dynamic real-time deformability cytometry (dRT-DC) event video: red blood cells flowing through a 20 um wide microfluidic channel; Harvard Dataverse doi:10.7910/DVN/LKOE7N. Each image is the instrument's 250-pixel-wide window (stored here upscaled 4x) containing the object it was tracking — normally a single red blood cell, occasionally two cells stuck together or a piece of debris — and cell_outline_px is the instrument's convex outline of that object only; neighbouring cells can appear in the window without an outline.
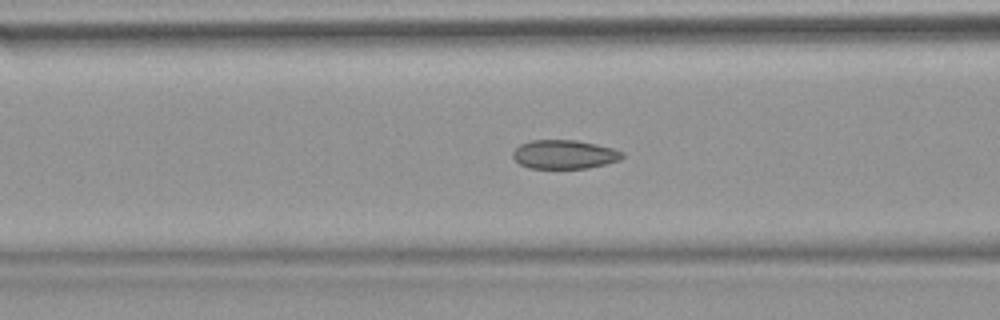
{"species": "common noctule bat (a hibernating species)", "species_latin": "Nyctalus noctula", "temperature_condition": "warm", "stored_images_in_passage": 45, "camera_frame_rate_fps": 3000, "um_per_image_px": 0.085, "animal": {"sex": "female", "body_mass_g": 18.4}, "frame": {"image": 1, "passage_image": 13, "time_ms": 4.0, "image_size_px": [1000, 320], "cell_outline_px": [[624, 156], [620, 160], [588, 168], [528, 168], [520, 164], [512, 156], [512, 152], [520, 144], [532, 140], [576, 140], [596, 144], [612, 148], [624, 152]], "centroid_in_image_um": [47.97, 13.12], "position_along_channel_um": 118.6, "area_um2": 18.38}}
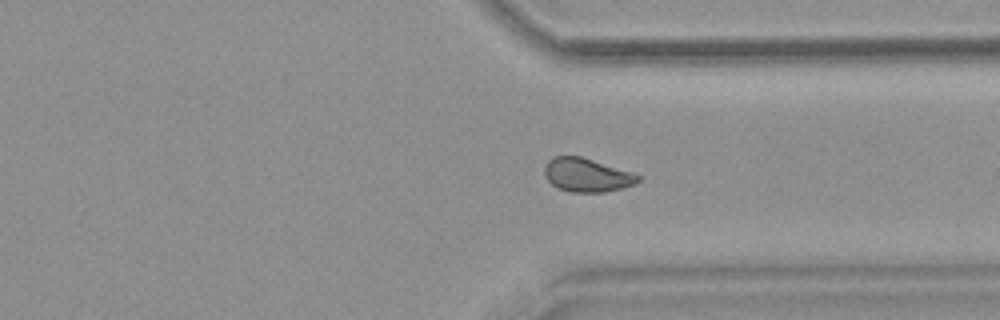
{"frame": {"image": 2, "passage_image": 32, "time_ms": 10.333, "image_size_px": [1000, 320], "cell_outline_px": [[640, 180], [632, 184], [620, 188], [604, 192], [572, 192], [560, 188], [552, 184], [544, 176], [544, 168], [548, 160], [552, 156], [580, 156], [632, 172], [640, 176]], "centroid_in_image_um": [49.84, 14.87], "position_along_channel_um": 361.6, "area_um2": 18.09}}
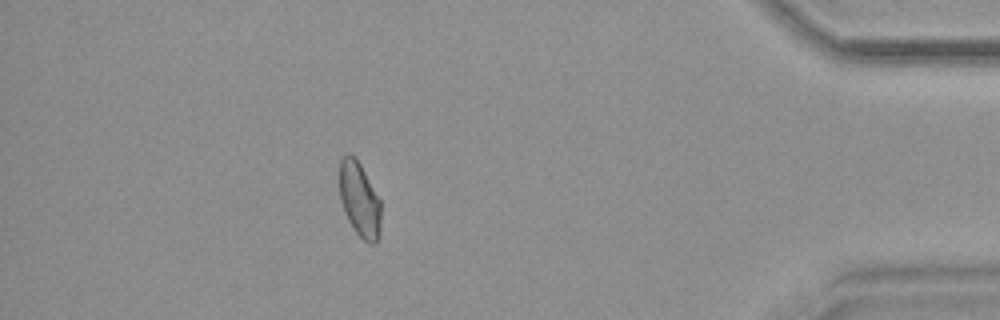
{"frame": {"image": 3, "passage_image": 39, "time_ms": 12.667, "image_size_px": [1000, 320], "cell_outline_px": [[380, 232], [376, 244], [368, 244], [356, 232], [348, 220], [344, 212], [340, 200], [340, 160], [348, 152], [356, 156], [380, 200]], "centroid_in_image_um": [30.55, 16.96], "position_along_channel_um": 404.6, "area_um2": 18.09}, "authors_computed_cell_mechanics": {"area_um2": 18.5538, "velocity_mm_per_s": 3.8309, "shape_relaxation_time_tau1_ms": 10.5059, "shape_relaxation_time_tau2_ms": 1.1282, "deformation_change_tau1": 0.1574, "deformation_change_tau2": 0.0488}}